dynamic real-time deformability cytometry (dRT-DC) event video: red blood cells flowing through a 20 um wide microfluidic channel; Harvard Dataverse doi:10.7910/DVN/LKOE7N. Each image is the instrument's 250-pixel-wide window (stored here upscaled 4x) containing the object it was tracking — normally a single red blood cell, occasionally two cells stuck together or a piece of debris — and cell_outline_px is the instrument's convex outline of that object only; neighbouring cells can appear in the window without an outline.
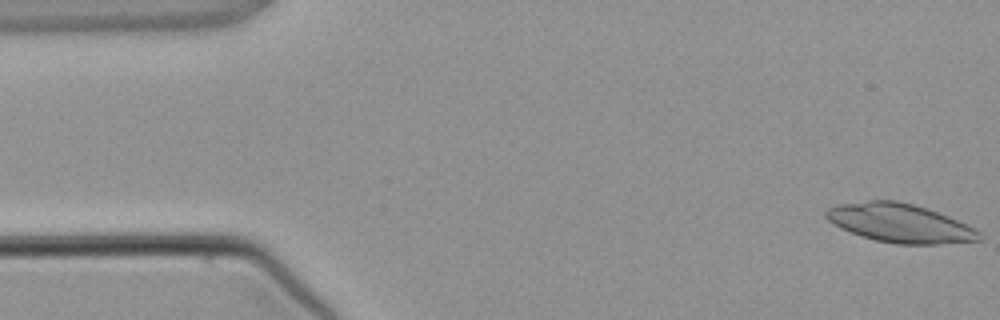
{"species": "common noctule bat (a hibernating species)", "species_latin": "Nyctalus noctula", "temperature_condition": "warm", "stored_images_in_passage": 5, "camera_frame_rate_fps": 3000, "um_per_image_px": 0.085, "animal": {"sex": "male", "body_mass_g": 21.5, "forearm_length_mm": 52.0}, "frame": {"image": 1, "passage_image": 1, "time_ms": 0.0, "image_size_px": [1000, 320], "cell_outline_px": [[984, 240], [940, 244], [896, 244], [876, 240], [860, 236], [840, 228], [828, 220], [824, 216], [824, 212], [828, 208], [836, 204], [868, 200], [896, 200], [912, 204], [948, 216], [976, 228], [980, 232]], "centroid_in_image_um": [76.48, 18.97], "position_along_channel_um": 8.5, "area_um2": 34.74}}